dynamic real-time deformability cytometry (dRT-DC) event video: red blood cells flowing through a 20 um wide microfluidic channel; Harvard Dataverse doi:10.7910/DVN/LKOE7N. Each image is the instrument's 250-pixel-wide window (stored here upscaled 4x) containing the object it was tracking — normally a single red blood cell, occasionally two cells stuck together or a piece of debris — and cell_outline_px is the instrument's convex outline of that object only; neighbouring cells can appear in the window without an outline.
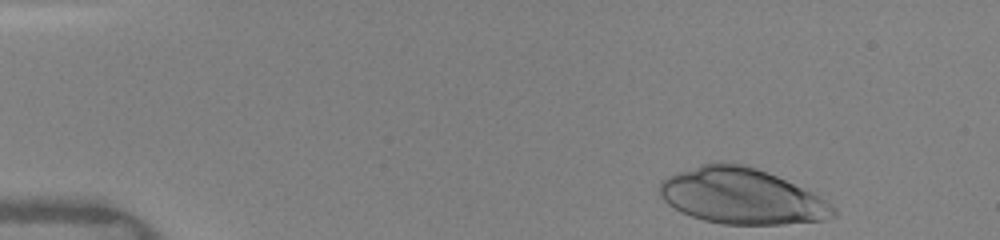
{"species": "human", "species_latin": "Homo sapiens", "temperature_condition": "warm", "stored_images_in_passage": 36, "camera_frame_rate_fps": 3000, "um_per_image_px": 0.085, "donor": {"sex": "female"}, "frame": {"image": 1, "passage_image": 1, "time_ms": 0.0, "image_size_px": [1000, 240], "cell_outline_px": [[836, 216], [824, 220], [784, 224], [720, 224], [704, 220], [680, 212], [668, 204], [660, 196], [660, 180], [676, 172], [700, 164], [716, 160], [724, 160], [744, 164], [756, 168], [776, 176], [832, 204], [836, 208]], "centroid_in_image_um": [62.97, 16.66], "position_along_channel_um": 22.0, "area_um2": 56.41}}